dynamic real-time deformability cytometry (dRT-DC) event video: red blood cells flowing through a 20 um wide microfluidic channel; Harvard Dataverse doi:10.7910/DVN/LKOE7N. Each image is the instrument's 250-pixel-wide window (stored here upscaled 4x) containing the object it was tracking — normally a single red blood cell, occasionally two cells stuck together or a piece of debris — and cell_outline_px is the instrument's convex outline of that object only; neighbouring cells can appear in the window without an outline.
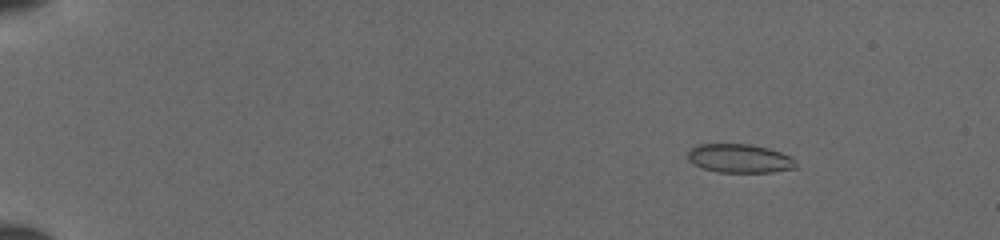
{"species": "common noctule bat (a hibernating species)", "species_latin": "Nyctalus noctula", "temperature_condition": "cold", "stored_images_in_passage": 52, "camera_frame_rate_fps": 3000, "um_per_image_px": 0.085, "animal": {"sex": "female", "body_mass_g": 19.5, "forearm_length_mm": 54.1}, "frame": {"image": 1, "passage_image": 8, "time_ms": 2.333, "image_size_px": [1000, 240], "cell_outline_px": [[796, 168], [772, 172], [716, 172], [692, 164], [688, 160], [688, 152], [696, 144], [748, 144], [768, 148], [792, 156], [796, 160]], "centroid_in_image_um": [62.87, 13.47], "position_along_channel_um": 22.1, "area_um2": 18.21}}
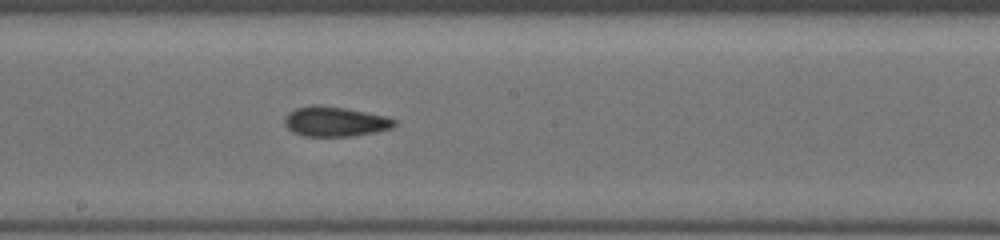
{"frame": {"image": 2, "passage_image": 31, "time_ms": 10.0, "image_size_px": [1000, 240], "cell_outline_px": [[396, 124], [392, 128], [376, 132], [352, 136], [304, 136], [292, 132], [284, 124], [284, 116], [288, 112], [296, 108], [316, 104], [344, 108], [384, 116], [396, 120]], "centroid_in_image_um": [28.44, 10.34], "position_along_channel_um": 219.8, "area_um2": 19.07}}
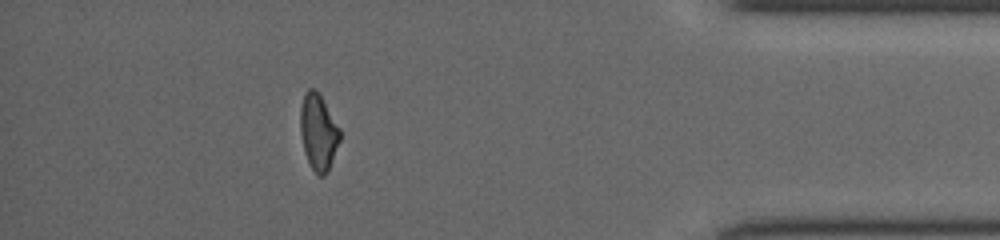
{"frame": {"image": 3, "passage_image": 47, "time_ms": 15.333, "image_size_px": [1000, 240], "cell_outline_px": [[340, 140], [328, 172], [324, 176], [316, 176], [308, 160], [304, 148], [300, 132], [300, 108], [304, 92], [308, 88], [316, 88], [320, 92], [340, 128]], "centroid_in_image_um": [27.07, 11.18], "position_along_channel_um": 408.1, "area_um2": 17.86}}